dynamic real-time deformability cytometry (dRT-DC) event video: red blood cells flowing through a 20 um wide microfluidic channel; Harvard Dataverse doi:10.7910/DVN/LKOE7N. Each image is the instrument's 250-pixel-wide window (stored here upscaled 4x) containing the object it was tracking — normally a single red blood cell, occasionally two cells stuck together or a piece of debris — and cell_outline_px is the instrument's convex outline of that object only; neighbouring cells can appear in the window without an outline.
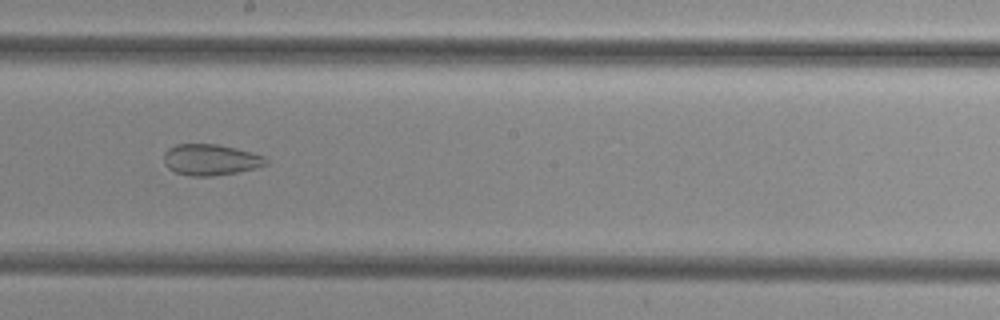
{"species": "common noctule bat (a hibernating species)", "species_latin": "Nyctalus noctula", "temperature_condition": "cold", "stored_images_in_passage": 38, "camera_frame_rate_fps": 3000, "um_per_image_px": 0.085, "animal": {"sex": "female", "body_mass_g": 29.2, "forearm_length_mm": 56.3}, "frame": {"image": 1, "passage_image": 16, "time_ms": 5.0, "image_size_px": [1000, 320], "cell_outline_px": [[268, 164], [256, 168], [236, 172], [212, 176], [192, 176], [176, 172], [168, 168], [164, 164], [164, 152], [168, 148], [176, 144], [216, 144], [236, 148], [264, 156], [268, 160]], "centroid_in_image_um": [17.89, 13.57], "position_along_channel_um": 230.3, "area_um2": 18.5}}
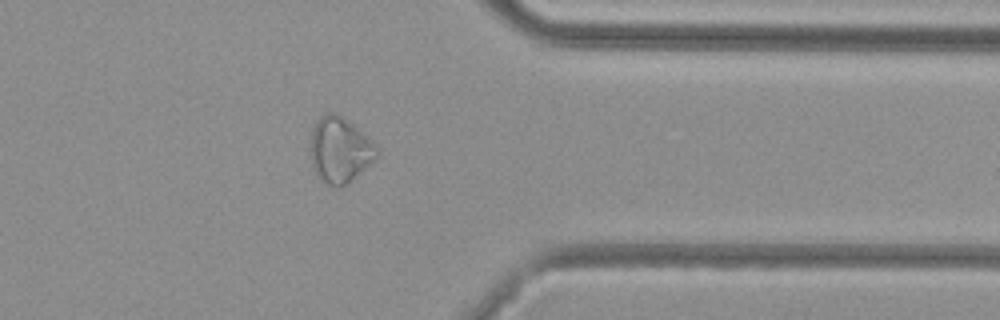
{"frame": {"image": 2, "passage_image": 28, "time_ms": 9.0, "image_size_px": [1000, 320], "cell_outline_px": [[380, 156], [376, 160], [348, 184], [340, 188], [336, 188], [320, 180], [312, 164], [312, 132], [320, 116], [324, 112], [332, 112], [348, 120], [380, 152]], "centroid_in_image_um": [28.91, 12.8], "position_along_channel_um": 382.5, "area_um2": 24.97}}
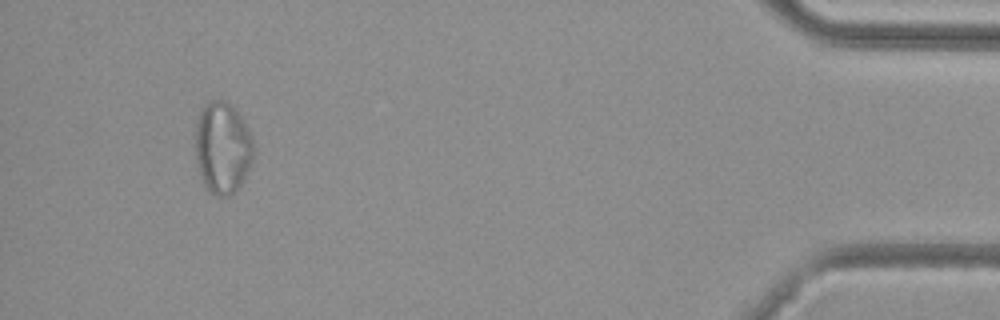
{"frame": {"image": 3, "passage_image": 35, "time_ms": 11.333, "image_size_px": [1000, 320], "cell_outline_px": [[252, 160], [244, 180], [228, 196], [216, 196], [208, 192], [204, 188], [196, 164], [192, 144], [196, 120], [204, 104], [208, 100], [224, 100], [232, 104], [244, 120], [252, 136]], "centroid_in_image_um": [18.85, 12.54], "position_along_channel_um": 416.4, "area_um2": 32.08}}